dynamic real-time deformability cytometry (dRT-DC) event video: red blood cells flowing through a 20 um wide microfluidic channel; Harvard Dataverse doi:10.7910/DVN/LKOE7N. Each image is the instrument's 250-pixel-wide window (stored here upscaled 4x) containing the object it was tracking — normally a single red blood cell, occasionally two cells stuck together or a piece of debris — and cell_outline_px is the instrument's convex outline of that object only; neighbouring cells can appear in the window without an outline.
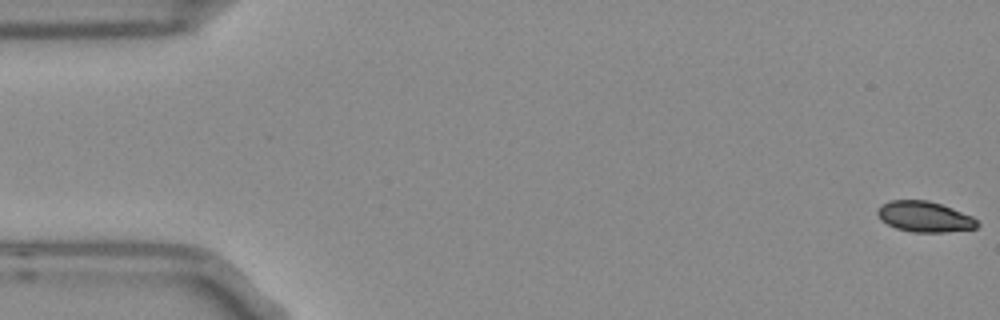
{"species": "Egyptian fruit bat (a non-hibernating species)", "species_latin": "Rousettus aegyptiacus", "temperature_condition": "room temperature", "stored_images_in_passage": 11, "camera_frame_rate_fps": 3000, "um_per_image_px": 0.085, "frame": {"image": 1, "passage_image": 1, "time_ms": 0.0, "image_size_px": [1000, 320], "cell_outline_px": [[980, 224], [976, 228], [944, 232], [912, 232], [896, 228], [880, 220], [876, 212], [880, 204], [888, 200], [928, 200], [952, 208], [972, 216]], "centroid_in_image_um": [78.55, 18.41], "position_along_channel_um": 6.4, "area_um2": 17.86}}